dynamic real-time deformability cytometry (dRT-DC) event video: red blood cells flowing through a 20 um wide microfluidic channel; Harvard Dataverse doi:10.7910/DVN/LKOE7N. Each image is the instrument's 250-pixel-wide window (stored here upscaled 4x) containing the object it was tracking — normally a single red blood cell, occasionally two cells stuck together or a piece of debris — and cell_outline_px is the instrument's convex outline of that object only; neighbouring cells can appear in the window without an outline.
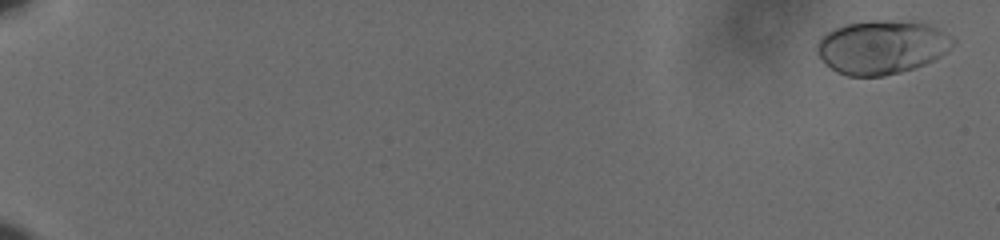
{"species": "human", "species_latin": "Homo sapiens", "temperature_condition": "cold", "stored_images_in_passage": 62, "camera_frame_rate_fps": 3000, "um_per_image_px": 0.085, "donor": {"sex": "male"}, "frame": {"image": 1, "passage_image": 3, "time_ms": 0.667, "image_size_px": [1000, 240], "cell_outline_px": [[956, 40], [944, 52], [932, 60], [924, 64], [900, 72], [884, 76], [848, 76], [836, 72], [816, 52], [816, 44], [828, 32], [836, 28], [848, 24], [872, 20], [924, 20]], "centroid_in_image_um": [74.97, 3.98], "position_along_channel_um": 10.0, "area_um2": 42.37}}
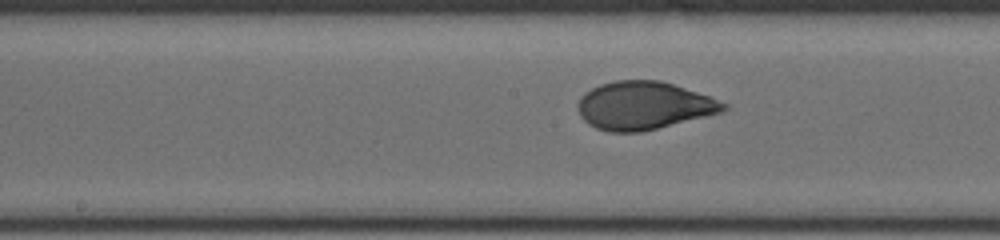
{"frame": {"image": 2, "passage_image": 36, "time_ms": 11.667, "image_size_px": [1000, 240], "cell_outline_px": [[728, 108], [724, 112], [640, 132], [608, 132], [596, 128], [588, 124], [580, 116], [576, 104], [580, 96], [584, 92], [600, 84], [616, 80], [660, 80], [708, 96], [728, 104]], "centroid_in_image_um": [54.68, 8.98], "position_along_channel_um": 193.5, "area_um2": 40.75}}
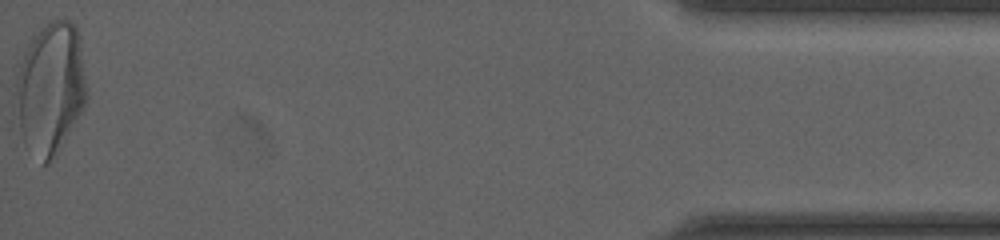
{"frame": {"image": 3, "passage_image": 62, "time_ms": 20.333, "image_size_px": [1000, 240], "cell_outline_px": [[88, 96], [84, 108], [56, 156], [48, 164], [44, 164], [24, 144], [20, 132], [16, 88], [16, 80], [24, 52], [32, 36], [52, 20], [68, 20], [76, 24]], "centroid_in_image_um": [4.31, 7.53], "position_along_channel_um": 430.9, "area_um2": 53.87}, "authors_computed_cell_mechanics": {"area_um2": 40.6623, "velocity_mm_per_s": 3.6172, "shape_relaxation_time_tau1_ms": 4.2292, "shape_relaxation_time_tau2_ms": null, "deformation_change_tau1": 0.1868, "deformation_change_tau2": null}}